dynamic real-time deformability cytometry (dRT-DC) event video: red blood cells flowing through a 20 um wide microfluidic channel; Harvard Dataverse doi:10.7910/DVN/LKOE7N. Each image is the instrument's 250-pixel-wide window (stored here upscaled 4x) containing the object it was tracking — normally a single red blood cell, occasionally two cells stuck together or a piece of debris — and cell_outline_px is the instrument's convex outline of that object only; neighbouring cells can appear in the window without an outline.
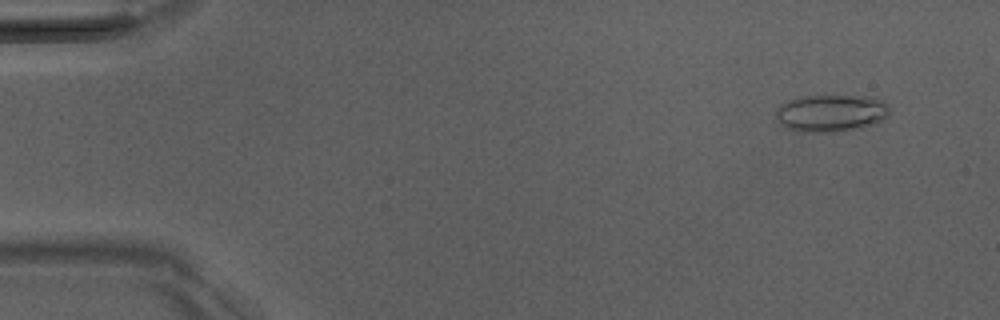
{"species": "Egyptian fruit bat (a non-hibernating species)", "species_latin": "Rousettus aegyptiacus", "temperature_condition": "room temperature", "stored_images_in_passage": 17, "camera_frame_rate_fps": 3000, "um_per_image_px": 0.085, "animal": {"sex": "male"}, "frame": {"image": 1, "passage_image": 3, "time_ms": 0.667, "image_size_px": [1000, 320], "cell_outline_px": [[892, 112], [888, 116], [872, 124], [860, 128], [836, 132], [812, 132], [788, 128], [780, 124], [776, 116], [776, 108], [780, 104], [788, 100], [800, 96], [864, 96], [884, 100], [888, 104]], "centroid_in_image_um": [70.66, 9.6], "position_along_channel_um": 14.3, "area_um2": 24.74}}